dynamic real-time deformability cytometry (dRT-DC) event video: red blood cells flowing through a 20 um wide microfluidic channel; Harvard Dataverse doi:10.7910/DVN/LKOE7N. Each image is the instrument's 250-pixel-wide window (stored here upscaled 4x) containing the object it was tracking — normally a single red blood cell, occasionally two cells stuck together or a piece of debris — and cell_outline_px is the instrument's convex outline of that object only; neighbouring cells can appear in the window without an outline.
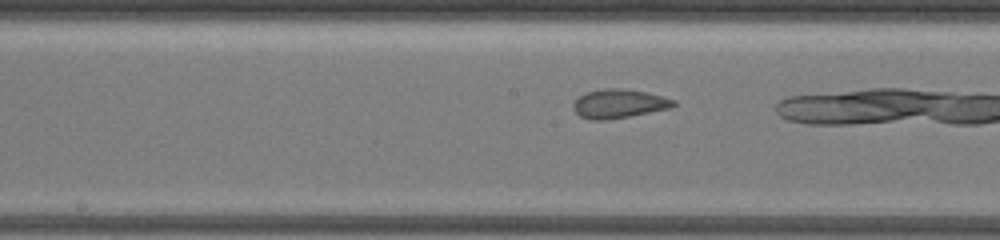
{"species": "common noctule bat (a hibernating species)", "species_latin": "Nyctalus noctula", "temperature_condition": "warm", "stored_images_in_passage": 15, "camera_frame_rate_fps": 3000, "um_per_image_px": 0.085, "animal": {"sex": "female", "body_mass_g": 19.5, "forearm_length_mm": 54.1}, "frame": {"image": 1, "passage_image": 13, "time_ms": 2.333, "image_size_px": [1000, 240], "cell_outline_px": [[676, 104], [672, 108], [608, 120], [592, 120], [580, 116], [572, 108], [572, 104], [580, 96], [588, 92], [604, 88], [620, 88], [648, 92], [664, 96], [676, 100]], "centroid_in_image_um": [52.64, 8.81], "position_along_channel_um": 195.6, "area_um2": 16.99}}